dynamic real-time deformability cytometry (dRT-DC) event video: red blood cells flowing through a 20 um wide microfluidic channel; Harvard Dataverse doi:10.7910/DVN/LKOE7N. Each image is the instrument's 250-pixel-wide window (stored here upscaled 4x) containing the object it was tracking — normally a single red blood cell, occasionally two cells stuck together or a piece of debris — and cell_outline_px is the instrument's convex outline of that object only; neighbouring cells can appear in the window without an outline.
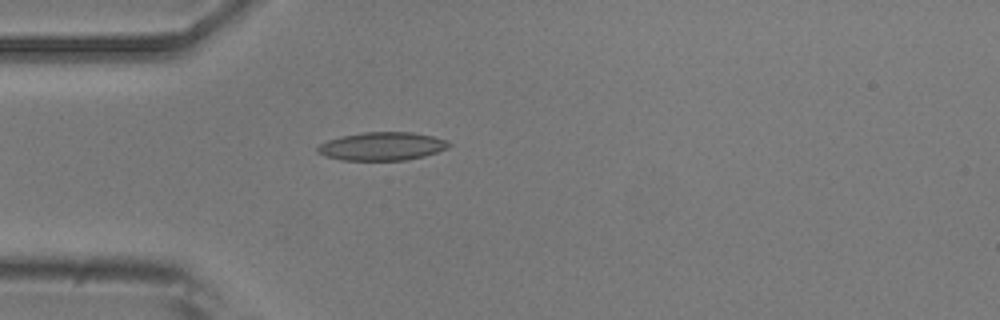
{"species": "common noctule bat (a hibernating species)", "species_latin": "Nyctalus noctula", "temperature_condition": "room temperature", "stored_images_in_passage": 5, "camera_frame_rate_fps": 3000, "um_per_image_px": 0.085, "animal": {"sex": "male", "body_mass_g": 20.5, "forearm_length_mm": 52.5}, "frame": {"image": 1, "passage_image": 5, "time_ms": 4.667, "image_size_px": [1000, 320], "cell_outline_px": [[452, 144], [448, 148], [424, 156], [404, 160], [340, 160], [324, 156], [316, 152], [316, 148], [320, 144], [328, 140], [340, 136], [364, 132], [412, 132], [432, 136], [448, 140]], "centroid_in_image_um": [32.46, 12.43], "position_along_channel_um": 52.5, "area_um2": 21.73}}